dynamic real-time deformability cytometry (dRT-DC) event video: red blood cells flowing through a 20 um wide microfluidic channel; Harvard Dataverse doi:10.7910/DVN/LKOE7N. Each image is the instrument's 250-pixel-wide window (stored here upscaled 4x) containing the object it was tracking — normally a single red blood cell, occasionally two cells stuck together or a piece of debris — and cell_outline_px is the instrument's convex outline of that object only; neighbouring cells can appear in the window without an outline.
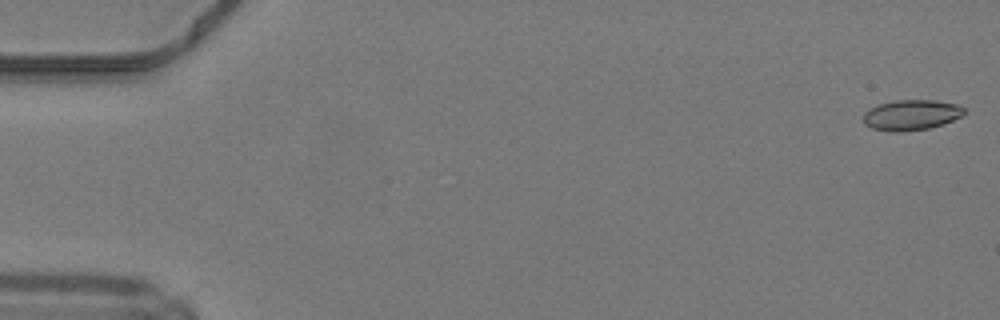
{"species": "common noctule bat (a hibernating species)", "species_latin": "Nyctalus noctula", "temperature_condition": "warm", "stored_images_in_passage": 49, "camera_frame_rate_fps": 3000, "um_per_image_px": 0.085, "animal": {"sex": "male", "body_mass_g": 19.2, "forearm_length_mm": 51.8}, "frame": {"image": 1, "passage_image": 1, "time_ms": 0.0, "image_size_px": [1000, 320], "cell_outline_px": [[964, 112], [960, 116], [944, 124], [928, 128], [904, 132], [892, 132], [872, 128], [864, 124], [864, 112], [868, 108], [876, 104], [896, 100], [936, 100], [960, 104], [964, 108]], "centroid_in_image_um": [77.43, 9.76], "position_along_channel_um": 7.6, "area_um2": 18.09}}
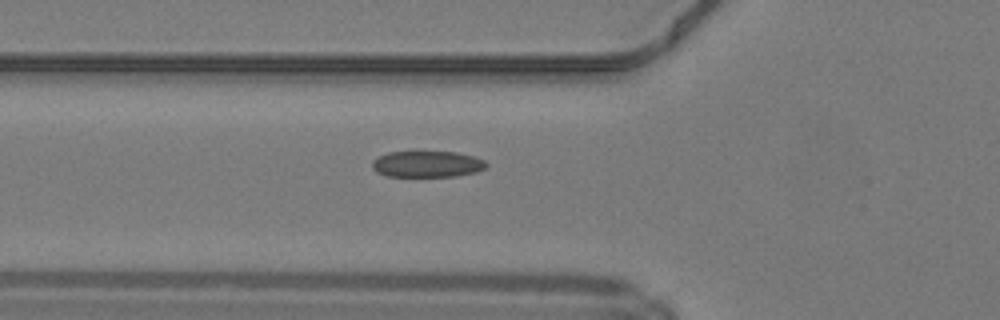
{"frame": {"image": 2, "passage_image": 18, "time_ms": 5.667, "image_size_px": [1000, 320], "cell_outline_px": [[488, 164], [484, 168], [476, 172], [456, 176], [388, 176], [376, 172], [372, 168], [372, 160], [388, 152], [412, 148], [456, 152], [472, 156], [484, 160]], "centroid_in_image_um": [36.26, 13.89], "position_along_channel_um": 89.5, "area_um2": 18.32}}
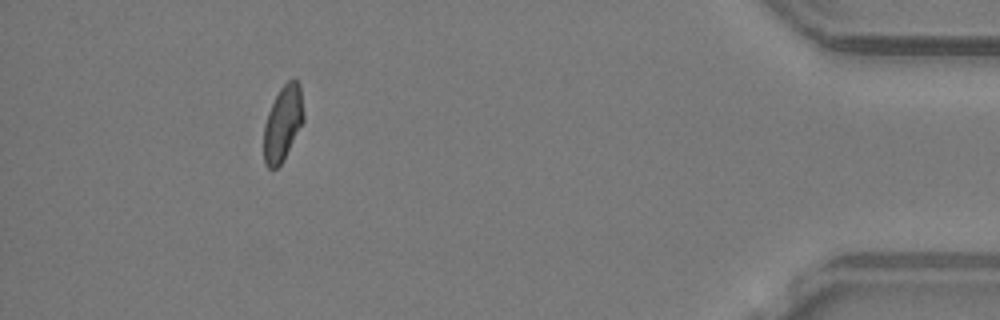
{"frame": {"image": 3, "passage_image": 45, "time_ms": 14.667, "image_size_px": [1000, 320], "cell_outline_px": [[304, 120], [280, 164], [276, 168], [268, 168], [264, 164], [264, 124], [268, 112], [280, 88], [288, 80], [296, 80], [300, 84], [304, 116]], "centroid_in_image_um": [24.03, 10.46], "position_along_channel_um": 411.2, "area_um2": 17.11}, "authors_computed_cell_mechanics": {"area_um2": 17.9758, "velocity_mm_per_s": 4.249, "shape_relaxation_time_tau1_ms": null, "shape_relaxation_time_tau2_ms": 1.282, "deformation_change_tau1": null, "deformation_change_tau2": 0.0694}}